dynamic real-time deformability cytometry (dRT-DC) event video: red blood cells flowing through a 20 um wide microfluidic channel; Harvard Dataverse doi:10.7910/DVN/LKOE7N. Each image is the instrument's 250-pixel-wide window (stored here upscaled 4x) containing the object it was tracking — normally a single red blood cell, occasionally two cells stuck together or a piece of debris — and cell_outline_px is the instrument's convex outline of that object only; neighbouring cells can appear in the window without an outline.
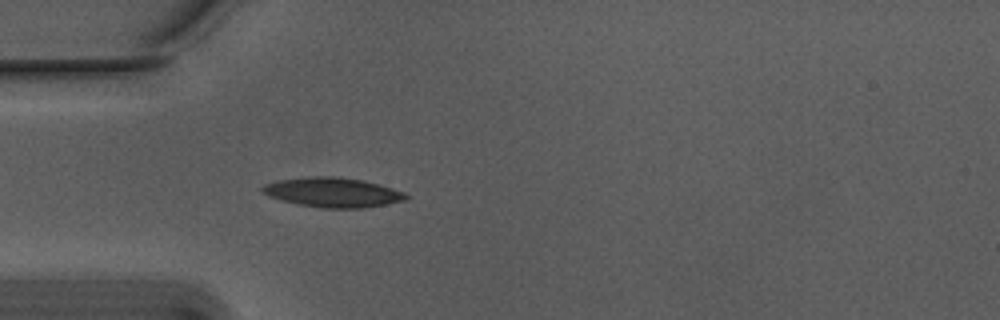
{"species": "Egyptian fruit bat (a non-hibernating species)", "species_latin": "Rousettus aegyptiacus", "temperature_condition": "warm", "stored_images_in_passage": 8, "camera_frame_rate_fps": 3000, "um_per_image_px": 0.085, "animal": {"sex": "male"}, "frame": {"image": 1, "passage_image": 4, "time_ms": 1.0, "image_size_px": [1000, 320], "cell_outline_px": [[408, 196], [404, 200], [364, 208], [324, 208], [300, 204], [280, 200], [268, 196], [260, 188], [264, 184], [280, 180], [312, 176], [336, 176], [360, 180], [376, 184], [404, 192]], "centroid_in_image_um": [28.24, 16.35], "position_along_channel_um": 56.8, "area_um2": 24.33}}